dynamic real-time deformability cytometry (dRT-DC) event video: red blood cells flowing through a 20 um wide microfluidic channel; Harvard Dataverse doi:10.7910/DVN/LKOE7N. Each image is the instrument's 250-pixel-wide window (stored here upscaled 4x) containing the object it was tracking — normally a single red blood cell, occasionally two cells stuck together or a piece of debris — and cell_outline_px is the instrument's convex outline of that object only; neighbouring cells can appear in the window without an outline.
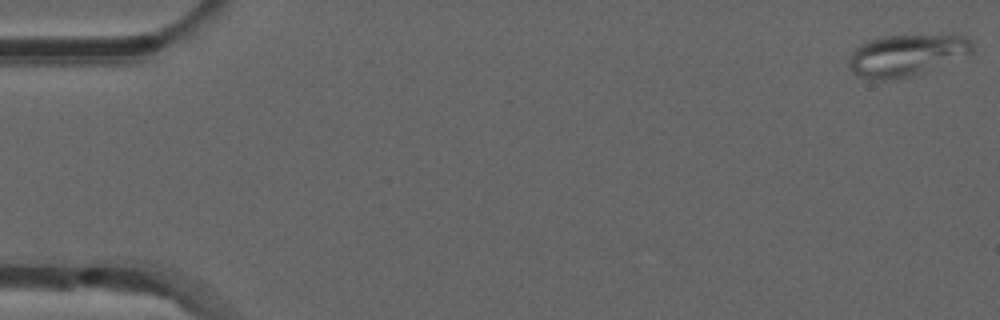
{"species": "common noctule bat (a hibernating species)", "species_latin": "Nyctalus noctula", "temperature_condition": "room temperature", "stored_images_in_passage": 29, "camera_frame_rate_fps": 3000, "um_per_image_px": 0.085, "animal": {"sex": "male", "forearm_length_mm": 52.5}, "frame": {"image": 1, "passage_image": 1, "time_ms": 0.0, "image_size_px": [1000, 320], "cell_outline_px": [[972, 52], [908, 76], [884, 80], [872, 80], [856, 76], [848, 68], [848, 56], [860, 44], [884, 36], [964, 36], [972, 40]], "centroid_in_image_um": [76.92, 4.7], "position_along_channel_um": 8.1, "area_um2": 28.96}}
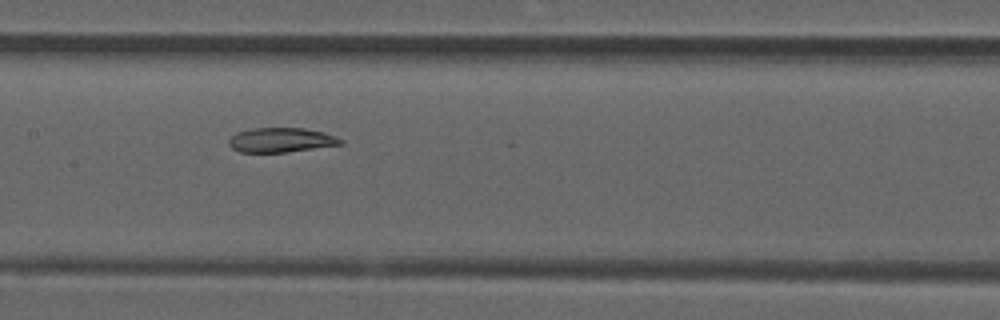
{"frame": {"image": 2, "passage_image": 26, "time_ms": 8.333, "image_size_px": [1000, 320], "cell_outline_px": [[344, 144], [288, 152], [240, 152], [232, 148], [228, 144], [228, 140], [236, 132], [252, 128], [304, 128], [324, 132], [344, 140]], "centroid_in_image_um": [23.89, 11.9], "position_along_channel_um": 183.5, "area_um2": 16.07}}